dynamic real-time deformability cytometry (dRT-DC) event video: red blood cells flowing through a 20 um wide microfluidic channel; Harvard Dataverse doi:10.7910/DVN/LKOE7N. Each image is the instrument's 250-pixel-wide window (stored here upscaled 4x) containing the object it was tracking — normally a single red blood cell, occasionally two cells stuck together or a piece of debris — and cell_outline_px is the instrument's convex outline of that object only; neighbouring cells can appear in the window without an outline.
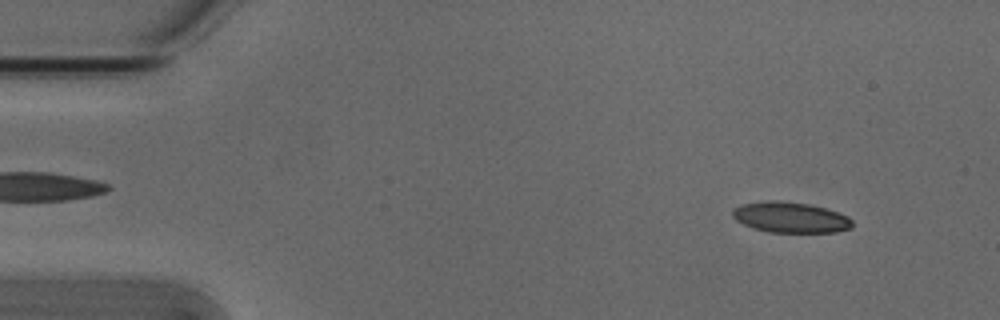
{"species": "Egyptian fruit bat (a non-hibernating species)", "species_latin": "Rousettus aegyptiacus", "temperature_condition": "cold", "stored_images_in_passage": 53, "camera_frame_rate_fps": 3000, "um_per_image_px": 0.085, "animal": {"sex": "male"}, "frame": {"image": 1, "passage_image": 5, "time_ms": 1.333, "image_size_px": [1000, 320], "cell_outline_px": [[852, 228], [836, 232], [768, 232], [752, 228], [736, 220], [732, 216], [732, 208], [744, 204], [764, 200], [780, 200], [808, 204], [824, 208], [848, 216], [852, 220]], "centroid_in_image_um": [67.16, 18.47], "position_along_channel_um": 17.8, "area_um2": 21.44}}
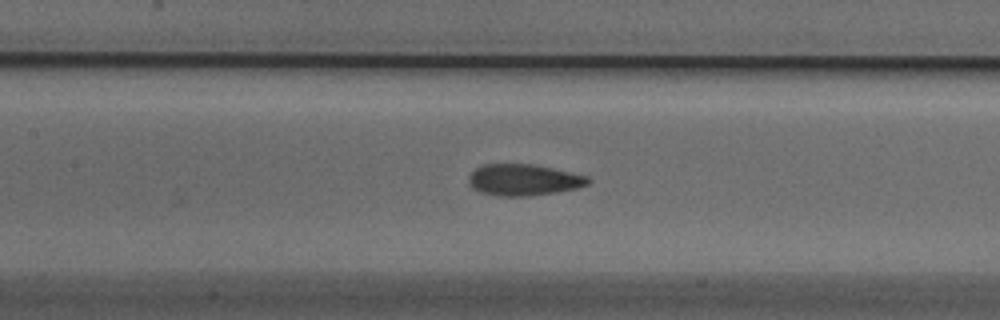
{"frame": {"image": 2, "passage_image": 24, "time_ms": 7.667, "image_size_px": [1000, 320], "cell_outline_px": [[592, 180], [588, 184], [576, 188], [556, 192], [528, 196], [500, 196], [480, 192], [472, 188], [468, 184], [468, 176], [480, 164], [536, 164], [588, 176]], "centroid_in_image_um": [44.49, 15.28], "position_along_channel_um": 162.9, "area_um2": 22.02}}
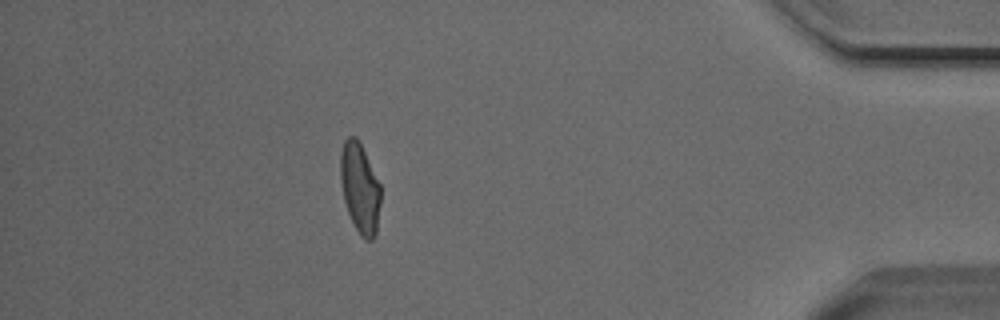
{"frame": {"image": 3, "passage_image": 47, "time_ms": 15.333, "image_size_px": [1000, 320], "cell_outline_px": [[380, 204], [376, 232], [372, 240], [364, 240], [360, 236], [348, 212], [344, 200], [340, 180], [340, 156], [344, 140], [348, 136], [356, 136], [380, 184]], "centroid_in_image_um": [30.58, 15.99], "position_along_channel_um": 404.6, "area_um2": 20.87}, "authors_computed_cell_mechanics": {"area_um2": 21.675, "velocity_mm_per_s": 3.8037, "shape_relaxation_time_tau1_ms": 5.0574, "shape_relaxation_time_tau2_ms": 1.9471, "deformation_change_tau1": 0.1572, "deformation_change_tau2": 0.0756}}